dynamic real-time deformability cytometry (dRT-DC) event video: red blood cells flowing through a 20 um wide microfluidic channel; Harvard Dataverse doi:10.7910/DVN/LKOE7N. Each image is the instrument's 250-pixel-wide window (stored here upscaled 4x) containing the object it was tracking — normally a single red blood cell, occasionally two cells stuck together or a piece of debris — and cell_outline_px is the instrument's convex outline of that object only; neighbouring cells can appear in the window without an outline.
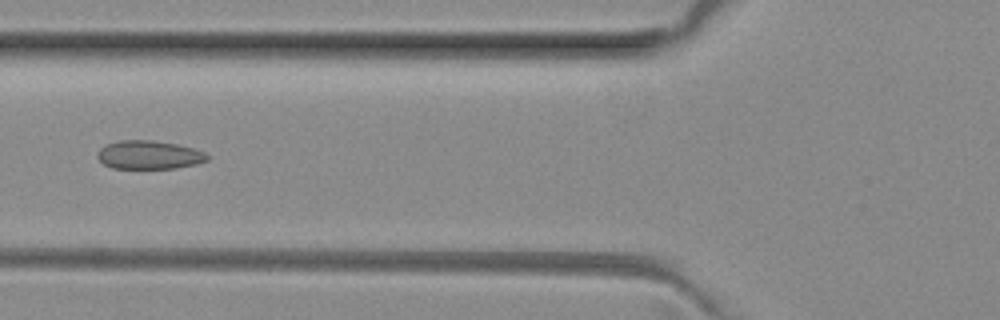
{"species": "common noctule bat (a hibernating species)", "species_latin": "Nyctalus noctula", "temperature_condition": "room temperature", "stored_images_in_passage": 3, "camera_frame_rate_fps": 3000, "um_per_image_px": 0.085, "animal": {"sex": "female", "body_mass_g": 29.2, "forearm_length_mm": 56.3}, "frame": {"image": 1, "passage_image": 2, "time_ms": 0.333, "image_size_px": [1000, 320], "cell_outline_px": [[208, 160], [196, 164], [176, 168], [112, 168], [104, 164], [96, 156], [100, 148], [108, 144], [120, 140], [152, 140], [176, 144], [192, 148], [204, 152], [208, 156]], "centroid_in_image_um": [12.66, 13.16], "position_along_channel_um": 113.1, "area_um2": 18.09}}
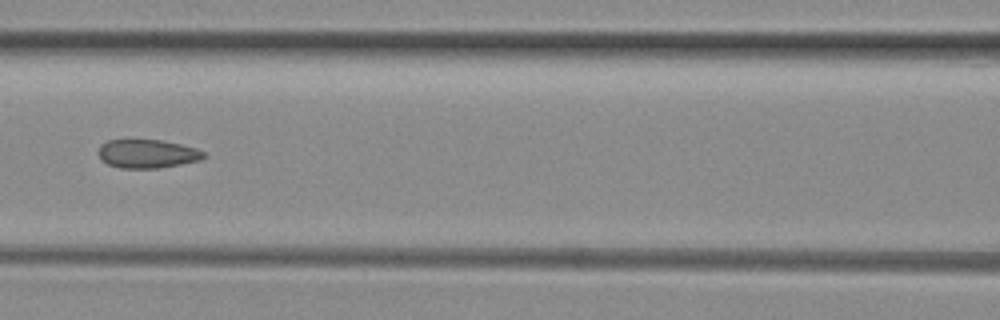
{"frame": {"image": 2, "passage_image": 3, "time_ms": 0.667, "image_size_px": [1000, 320], "cell_outline_px": [[208, 156], [200, 160], [160, 168], [120, 168], [108, 164], [100, 160], [96, 152], [100, 144], [108, 140], [160, 140], [180, 144], [196, 148], [204, 152]], "centroid_in_image_um": [12.48, 13.07], "position_along_channel_um": 154.1, "area_um2": 17.74}}